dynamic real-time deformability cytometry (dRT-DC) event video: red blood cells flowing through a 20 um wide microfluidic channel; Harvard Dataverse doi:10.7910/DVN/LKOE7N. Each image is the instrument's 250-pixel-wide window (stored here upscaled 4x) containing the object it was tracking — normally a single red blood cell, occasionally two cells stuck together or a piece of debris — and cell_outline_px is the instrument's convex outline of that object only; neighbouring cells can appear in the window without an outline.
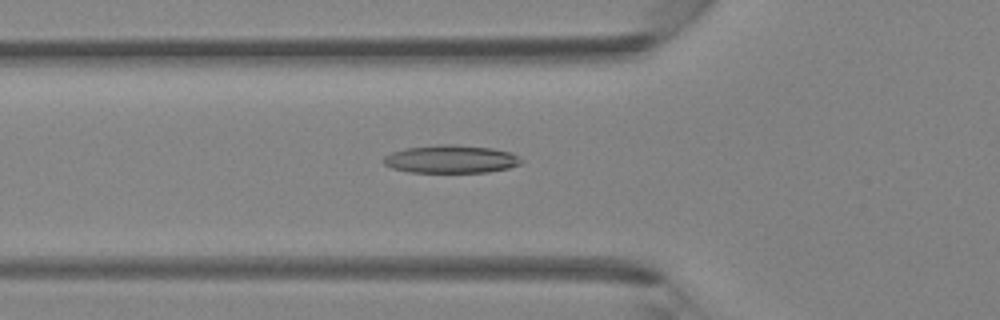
{"species": "Egyptian fruit bat (a non-hibernating species)", "species_latin": "Rousettus aegyptiacus", "temperature_condition": "room temperature", "stored_images_in_passage": 42, "camera_frame_rate_fps": 3000, "um_per_image_px": 0.085, "animal": {"sex": "female"}, "frame": {"image": 1, "passage_image": 15, "time_ms": 4.667, "image_size_px": [1000, 320], "cell_outline_px": [[524, 160], [520, 164], [508, 168], [488, 172], [408, 172], [392, 168], [384, 164], [380, 160], [384, 156], [392, 152], [404, 148], [436, 144], [452, 144], [492, 148], [512, 152], [520, 156]], "centroid_in_image_um": [38.32, 13.52], "position_along_channel_um": 87.5, "area_um2": 22.77}}
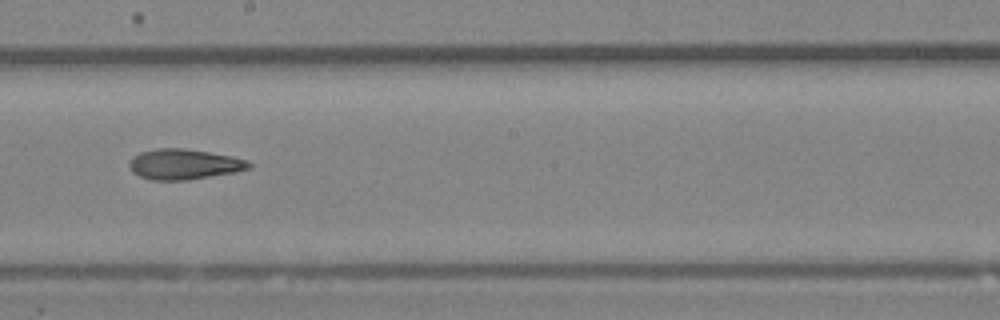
{"frame": {"image": 2, "passage_image": 24, "time_ms": 7.667, "image_size_px": [1000, 320], "cell_outline_px": [[252, 164], [248, 168], [236, 172], [188, 180], [152, 180], [140, 176], [132, 172], [128, 164], [132, 156], [140, 152], [156, 148], [184, 148], [232, 156], [248, 160]], "centroid_in_image_um": [15.62, 13.96], "position_along_channel_um": 232.6, "area_um2": 21.27}}
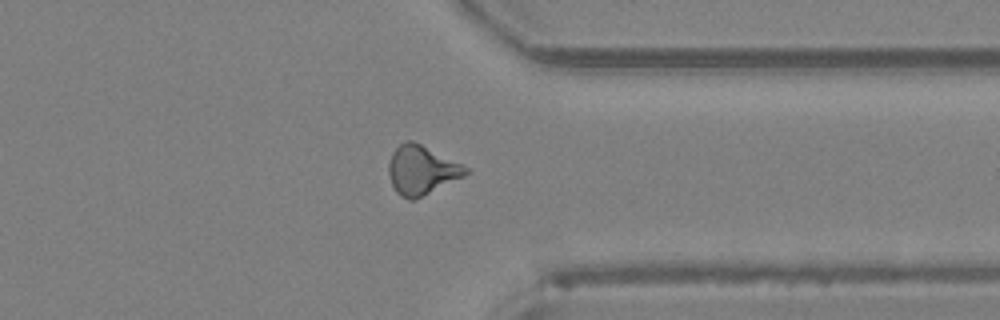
{"frame": {"image": 3, "passage_image": 33, "time_ms": 10.667, "image_size_px": [1000, 320], "cell_outline_px": [[472, 172], [464, 176], [412, 200], [408, 200], [400, 196], [396, 192], [392, 184], [388, 172], [388, 164], [392, 152], [404, 140], [412, 140], [468, 168]], "centroid_in_image_um": [35.8, 14.46], "position_along_channel_um": 375.6, "area_um2": 21.56}}